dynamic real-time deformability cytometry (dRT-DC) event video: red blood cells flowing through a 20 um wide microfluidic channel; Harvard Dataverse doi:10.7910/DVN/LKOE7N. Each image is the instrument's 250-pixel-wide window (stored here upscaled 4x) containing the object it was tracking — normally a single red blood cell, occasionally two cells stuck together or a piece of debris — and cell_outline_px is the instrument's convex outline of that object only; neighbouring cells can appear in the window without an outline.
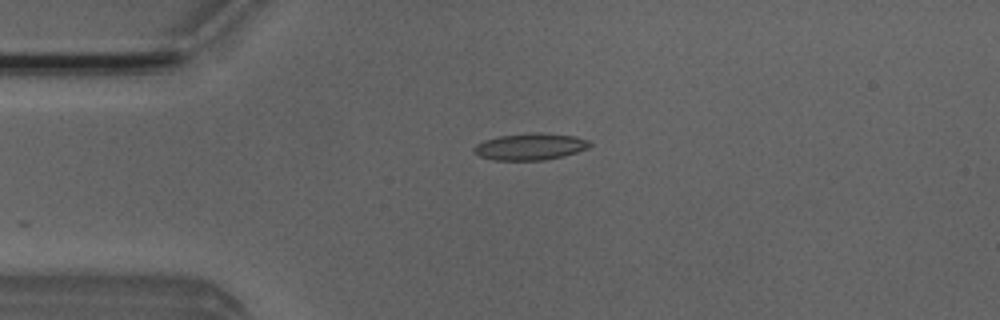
{"species": "Egyptian fruit bat (a non-hibernating species)", "species_latin": "Rousettus aegyptiacus", "temperature_condition": "room temperature", "stored_images_in_passage": 26, "camera_frame_rate_fps": 3000, "um_per_image_px": 0.085, "animal": {"sex": "male"}, "frame": {"image": 1, "passage_image": 1, "time_ms": 0.0, "image_size_px": [1000, 320], "cell_outline_px": [[592, 144], [588, 148], [564, 156], [544, 160], [496, 160], [480, 156], [472, 148], [476, 144], [484, 140], [500, 136], [532, 132], [536, 132], [572, 136], [588, 140]], "centroid_in_image_um": [45.07, 12.46], "position_along_channel_um": 39.9, "area_um2": 17.86}}
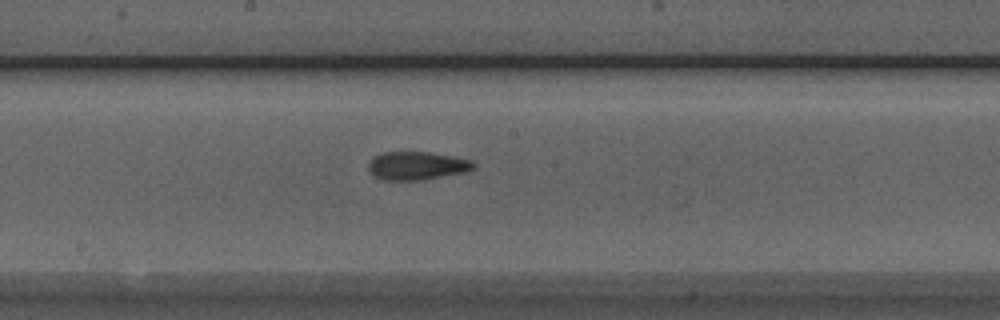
{"frame": {"image": 2, "passage_image": 16, "time_ms": 5.0, "image_size_px": [1000, 320], "cell_outline_px": [[476, 168], [468, 172], [424, 180], [384, 180], [368, 172], [368, 164], [372, 156], [384, 152], [432, 152], [472, 160], [476, 164]], "centroid_in_image_um": [35.47, 14.09], "position_along_channel_um": 212.7, "area_um2": 17.69}}
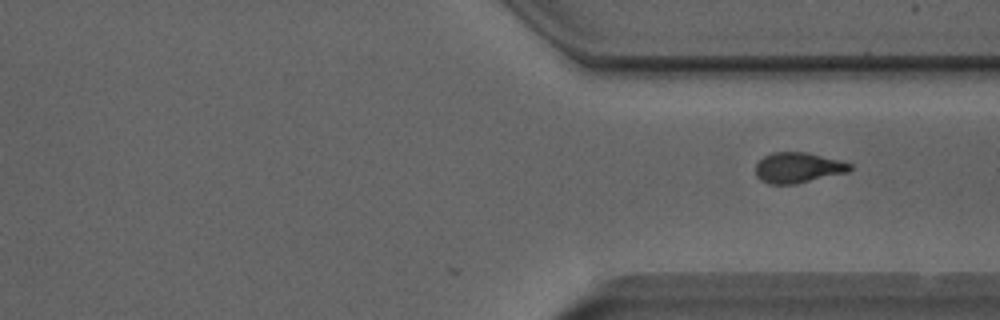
{"frame": {"image": 3, "passage_image": 26, "time_ms": 8.333, "image_size_px": [1000, 320], "cell_outline_px": [[852, 168], [848, 172], [796, 184], [768, 184], [760, 180], [756, 176], [756, 164], [764, 156], [772, 152], [808, 152], [840, 160], [852, 164]], "centroid_in_image_um": [67.83, 14.25], "position_along_channel_um": 343.6, "area_um2": 16.88}}